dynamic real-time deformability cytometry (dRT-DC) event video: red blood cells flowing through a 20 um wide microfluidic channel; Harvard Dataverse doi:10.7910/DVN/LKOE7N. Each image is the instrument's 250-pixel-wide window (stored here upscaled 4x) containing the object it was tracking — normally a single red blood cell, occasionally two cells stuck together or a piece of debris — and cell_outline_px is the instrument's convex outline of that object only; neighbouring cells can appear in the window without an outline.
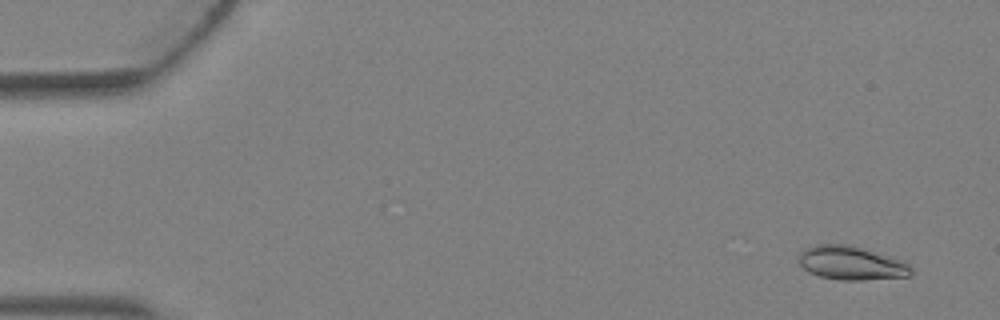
{"species": "Egyptian fruit bat (a non-hibernating species)", "species_latin": "Rousettus aegyptiacus", "temperature_condition": "warm", "stored_images_in_passage": 5, "camera_frame_rate_fps": 3000, "um_per_image_px": 0.085, "animal": {"sex": "female"}, "frame": {"image": 1, "passage_image": 1, "time_ms": 0.0, "image_size_px": [1000, 320], "cell_outline_px": [[912, 272], [908, 276], [860, 280], [840, 280], [820, 276], [808, 272], [800, 264], [800, 252], [804, 248], [816, 244], [844, 244], [860, 248], [900, 260], [908, 264], [912, 268]], "centroid_in_image_um": [72.31, 22.36], "position_along_channel_um": 12.7, "area_um2": 21.62}}